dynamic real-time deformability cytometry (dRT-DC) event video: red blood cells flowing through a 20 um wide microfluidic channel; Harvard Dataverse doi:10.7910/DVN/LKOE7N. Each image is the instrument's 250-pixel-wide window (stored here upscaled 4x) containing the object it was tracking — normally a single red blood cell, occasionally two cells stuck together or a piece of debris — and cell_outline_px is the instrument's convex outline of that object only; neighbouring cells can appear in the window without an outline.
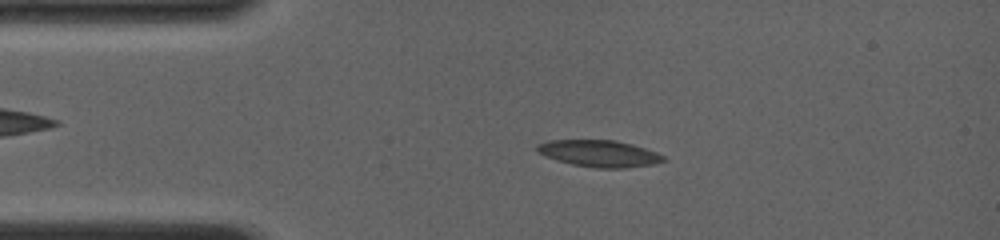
{"species": "common noctule bat (a hibernating species)", "species_latin": "Nyctalus noctula", "temperature_condition": "room temperature", "stored_images_in_passage": 56, "camera_frame_rate_fps": 4000, "um_per_image_px": 0.085, "animal": {"sex": "female", "body_mass_g": 19.0, "forearm_length_mm": 56.7}, "frame": {"image": 1, "passage_image": 16, "time_ms": 3.0, "image_size_px": [1000, 240], "cell_outline_px": [[668, 160], [652, 164], [624, 168], [596, 168], [572, 164], [556, 160], [544, 156], [536, 152], [536, 144], [548, 140], [612, 140], [632, 144], [656, 152], [664, 156]], "centroid_in_image_um": [50.89, 13.04], "position_along_channel_um": 34.1, "area_um2": 19.71}}
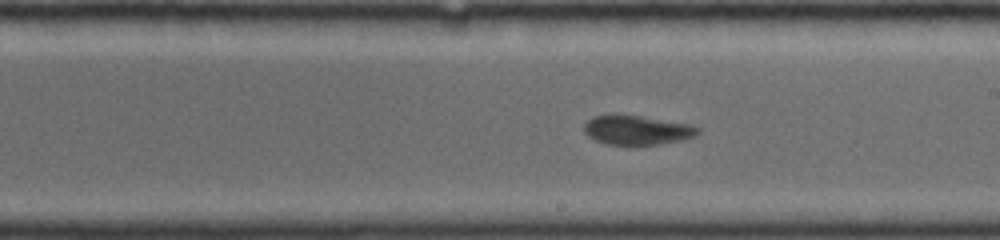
{"frame": {"image": 2, "passage_image": 37, "time_ms": 8.75, "image_size_px": [1000, 240], "cell_outline_px": [[700, 132], [696, 136], [680, 140], [660, 144], [608, 144], [596, 140], [588, 136], [584, 132], [584, 124], [592, 116], [640, 116], [688, 124], [700, 128]], "centroid_in_image_um": [54.16, 11.07], "position_along_channel_um": 234.8, "area_um2": 18.9}}
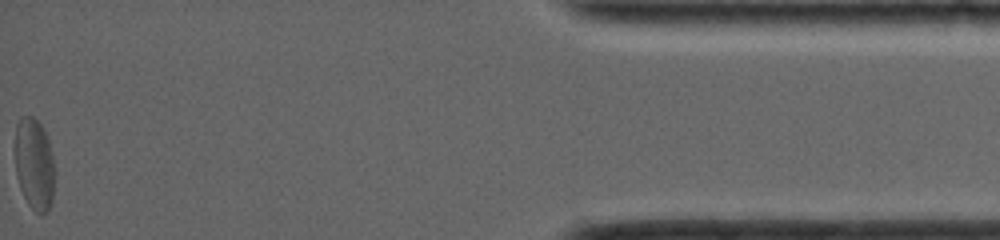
{"frame": {"image": 3, "passage_image": 56, "time_ms": 15.5, "image_size_px": [1000, 240], "cell_outline_px": [[52, 200], [48, 212], [40, 216], [28, 204], [20, 188], [16, 176], [16, 124], [20, 116], [32, 116], [44, 128], [52, 152]], "centroid_in_image_um": [2.9, 13.95], "position_along_channel_um": 432.3, "area_um2": 20.92}, "authors_computed_cell_mechanics": {"area_um2": 20.2878, "velocity_mm_per_s": 4.023, "shape_relaxation_time_tau1_ms": null, "shape_relaxation_time_tau2_ms": 1.6822, "deformation_change_tau1": null, "deformation_change_tau2": 0.0703}}